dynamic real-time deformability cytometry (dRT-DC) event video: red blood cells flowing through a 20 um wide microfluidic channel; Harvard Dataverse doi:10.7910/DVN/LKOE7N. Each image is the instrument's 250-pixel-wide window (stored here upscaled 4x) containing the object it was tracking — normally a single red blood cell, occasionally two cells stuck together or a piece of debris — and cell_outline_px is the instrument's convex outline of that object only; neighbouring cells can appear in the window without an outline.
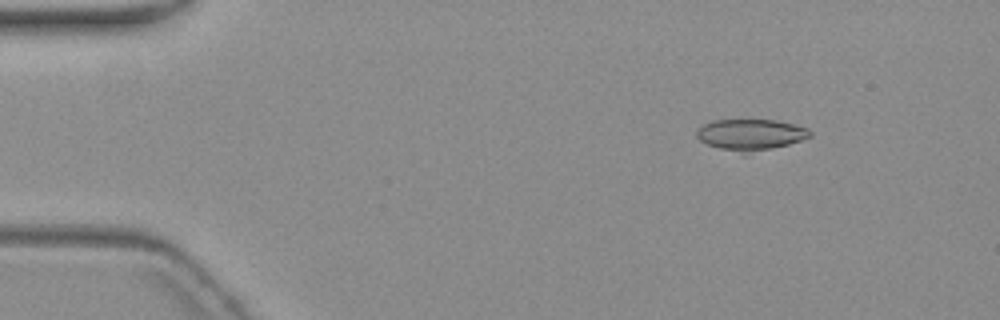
{"species": "common noctule bat (a hibernating species)", "species_latin": "Nyctalus noctula", "temperature_condition": "warm", "stored_images_in_passage": 5, "camera_frame_rate_fps": 3000, "um_per_image_px": 0.085, "animal": {"sex": "female", "body_mass_g": 19.3, "forearm_length_mm": 54.1}, "frame": {"image": 1, "passage_image": 1, "time_ms": 0.0, "image_size_px": [1000, 320], "cell_outline_px": [[812, 136], [788, 144], [744, 156], [708, 144], [700, 140], [696, 136], [696, 128], [712, 120], [776, 120], [808, 128], [812, 132]], "centroid_in_image_um": [63.78, 11.47], "position_along_channel_um": 21.2, "area_um2": 20.92}}
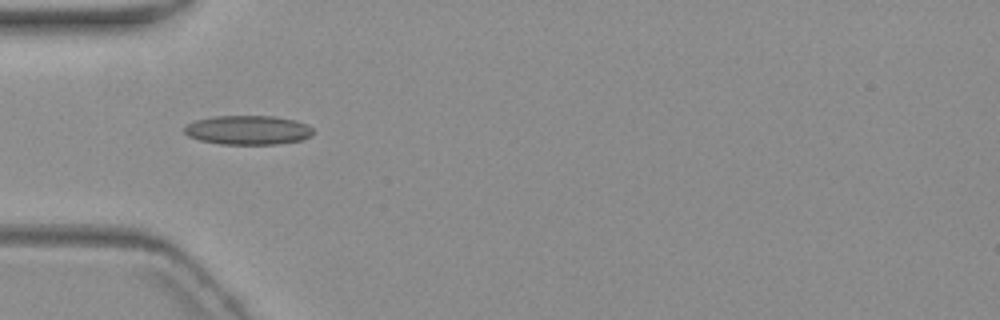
{"frame": {"image": 2, "passage_image": 4, "time_ms": 3.667, "image_size_px": [1000, 320], "cell_outline_px": [[312, 136], [304, 140], [276, 144], [220, 144], [200, 140], [188, 136], [184, 132], [184, 128], [188, 124], [196, 120], [212, 116], [276, 116], [296, 120], [308, 124], [312, 128]], "centroid_in_image_um": [21.11, 11.05], "position_along_channel_um": 63.9, "area_um2": 22.08}}
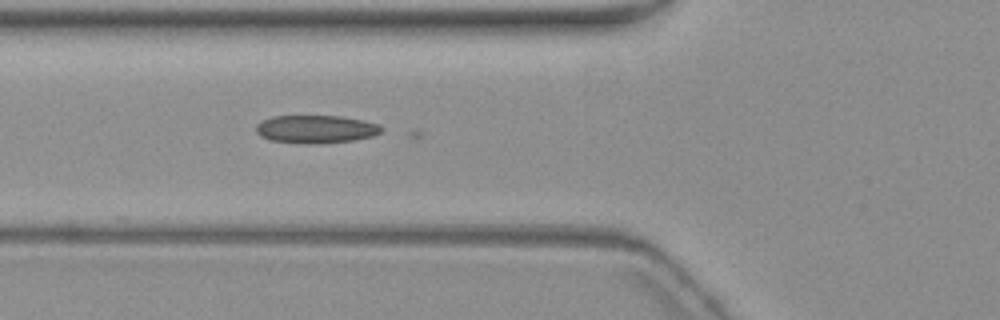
{"frame": {"image": 3, "passage_image": 5, "time_ms": 4.667, "image_size_px": [1000, 320], "cell_outline_px": [[384, 128], [380, 132], [372, 136], [352, 140], [308, 144], [304, 144], [268, 140], [260, 136], [256, 132], [256, 124], [272, 116], [340, 116], [364, 120], [380, 124]], "centroid_in_image_um": [26.84, 10.97], "position_along_channel_um": 99.0, "area_um2": 20.46}}